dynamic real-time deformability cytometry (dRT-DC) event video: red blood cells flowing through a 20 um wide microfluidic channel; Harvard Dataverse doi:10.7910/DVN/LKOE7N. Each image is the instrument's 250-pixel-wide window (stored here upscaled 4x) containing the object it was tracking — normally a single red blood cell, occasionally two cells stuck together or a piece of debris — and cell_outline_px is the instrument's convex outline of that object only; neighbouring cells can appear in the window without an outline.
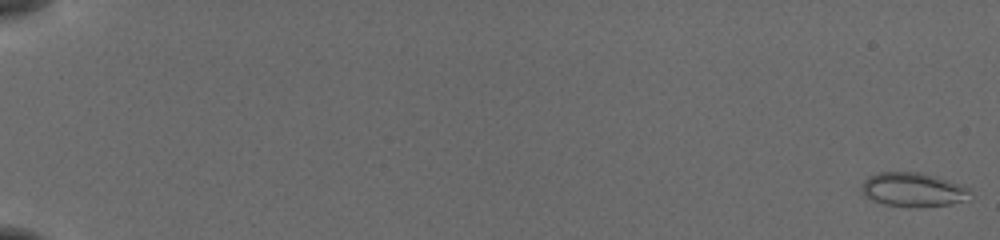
{"species": "common noctule bat (a hibernating species)", "species_latin": "Nyctalus noctula", "temperature_condition": "cold", "stored_images_in_passage": 56, "camera_frame_rate_fps": 3000, "um_per_image_px": 0.085, "animal": {"sex": "female", "body_mass_g": 19.5, "forearm_length_mm": 54.1}, "frame": {"image": 1, "passage_image": 1, "time_ms": 0.0, "image_size_px": [1000, 240], "cell_outline_px": [[968, 200], [952, 204], [884, 204], [872, 200], [864, 196], [860, 192], [860, 188], [864, 180], [868, 176], [880, 172], [920, 172], [968, 188]], "centroid_in_image_um": [77.5, 16.08], "position_along_channel_um": 7.5, "area_um2": 20.46}}
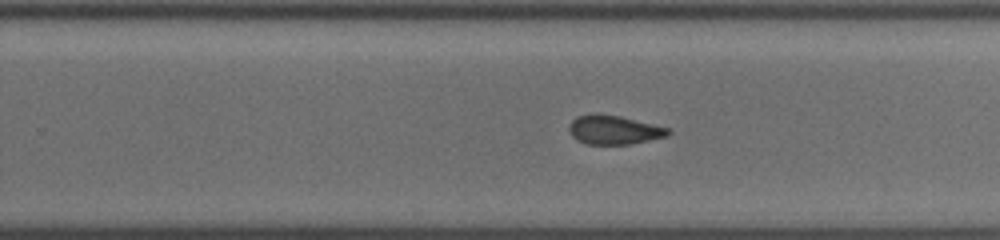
{"frame": {"image": 2, "passage_image": 38, "time_ms": 12.333, "image_size_px": [1000, 240], "cell_outline_px": [[672, 132], [668, 136], [632, 144], [584, 144], [576, 140], [572, 136], [568, 128], [572, 120], [576, 116], [592, 112], [596, 112], [620, 116], [668, 128]], "centroid_in_image_um": [52.15, 11.03], "position_along_channel_um": 277.7, "area_um2": 16.99}}
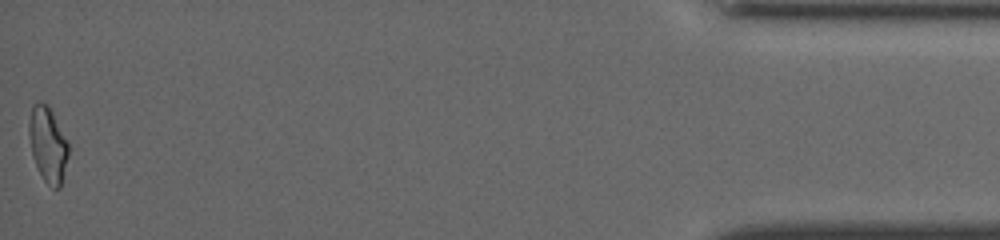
{"frame": {"image": 3, "passage_image": 56, "time_ms": 18.333, "image_size_px": [1000, 240], "cell_outline_px": [[68, 156], [60, 188], [52, 188], [44, 180], [32, 156], [28, 132], [28, 124], [32, 104], [36, 100], [40, 100], [48, 104], [68, 140]], "centroid_in_image_um": [4.06, 12.21], "position_along_channel_um": 431.1, "area_um2": 17.51}, "authors_computed_cell_mechanics": {"area_um2": 17.4556, "velocity_mm_per_s": 3.8666, "shape_relaxation_time_tau1_ms": 9.1521, "shape_relaxation_time_tau2_ms": 1.5696, "deformation_change_tau1": 0.1864, "deformation_change_tau2": 0.0798}}